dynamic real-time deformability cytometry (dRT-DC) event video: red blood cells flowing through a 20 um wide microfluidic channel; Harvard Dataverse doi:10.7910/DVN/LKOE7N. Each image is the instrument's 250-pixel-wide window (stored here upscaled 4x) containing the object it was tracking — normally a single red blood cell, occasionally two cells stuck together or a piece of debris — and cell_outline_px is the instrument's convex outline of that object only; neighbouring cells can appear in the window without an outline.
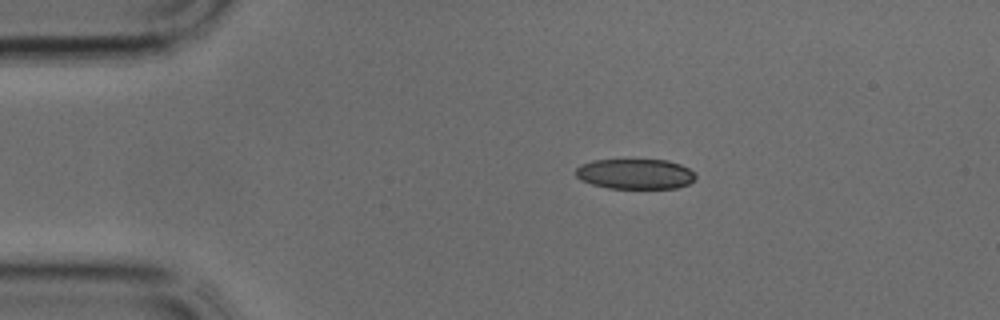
{"species": "common noctule bat (a hibernating species)", "species_latin": "Nyctalus noctula", "temperature_condition": "cold", "stored_images_in_passage": 32, "camera_frame_rate_fps": 3000, "um_per_image_px": 0.085, "animal": {"sex": "male", "body_mass_g": 17.9, "forearm_length_mm": 54.2}, "frame": {"image": 1, "passage_image": 1, "time_ms": 0.0, "image_size_px": [1000, 320], "cell_outline_px": [[696, 176], [688, 184], [676, 188], [608, 188], [592, 184], [580, 180], [576, 176], [576, 168], [592, 160], [668, 160], [680, 164], [688, 168]], "centroid_in_image_um": [53.98, 14.78], "position_along_channel_um": 31.0, "area_um2": 20.92}}
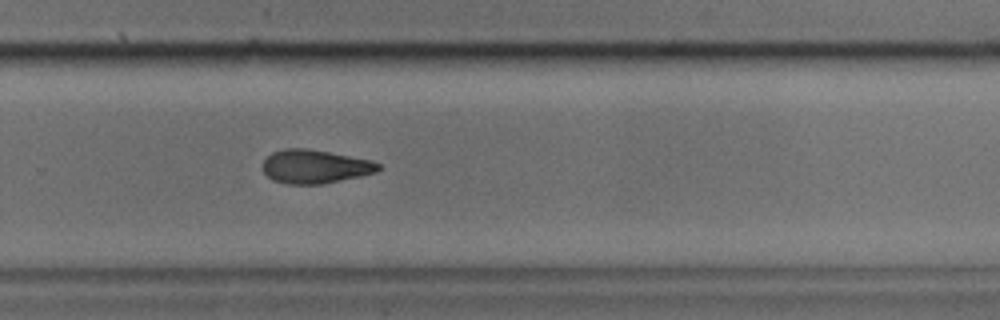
{"frame": {"image": 2, "passage_image": 19, "time_ms": 6.0, "image_size_px": [1000, 320], "cell_outline_px": [[380, 168], [376, 172], [360, 176], [324, 184], [288, 184], [272, 180], [264, 172], [264, 160], [272, 152], [284, 148], [304, 148], [328, 152], [372, 160], [380, 164]], "centroid_in_image_um": [26.77, 14.16], "position_along_channel_um": 303.0, "area_um2": 22.54}}
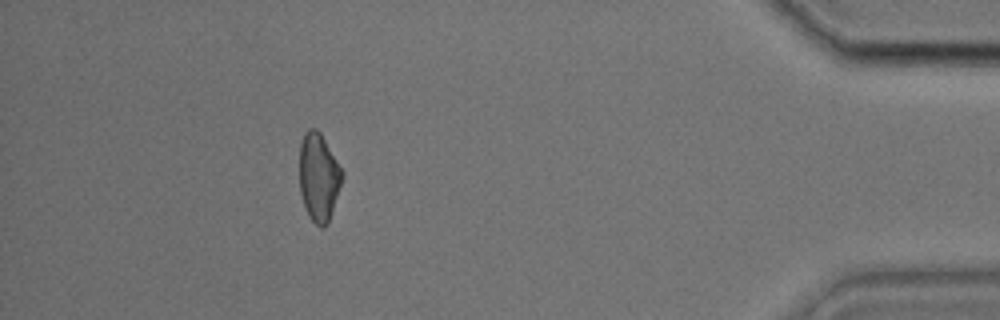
{"frame": {"image": 3, "passage_image": 28, "time_ms": 9.0, "image_size_px": [1000, 320], "cell_outline_px": [[344, 176], [328, 224], [324, 228], [320, 228], [308, 216], [304, 208], [300, 192], [300, 140], [304, 132], [308, 128], [316, 128], [320, 132], [344, 172]], "centroid_in_image_um": [27.09, 15.06], "position_along_channel_um": 408.1, "area_um2": 22.2}}